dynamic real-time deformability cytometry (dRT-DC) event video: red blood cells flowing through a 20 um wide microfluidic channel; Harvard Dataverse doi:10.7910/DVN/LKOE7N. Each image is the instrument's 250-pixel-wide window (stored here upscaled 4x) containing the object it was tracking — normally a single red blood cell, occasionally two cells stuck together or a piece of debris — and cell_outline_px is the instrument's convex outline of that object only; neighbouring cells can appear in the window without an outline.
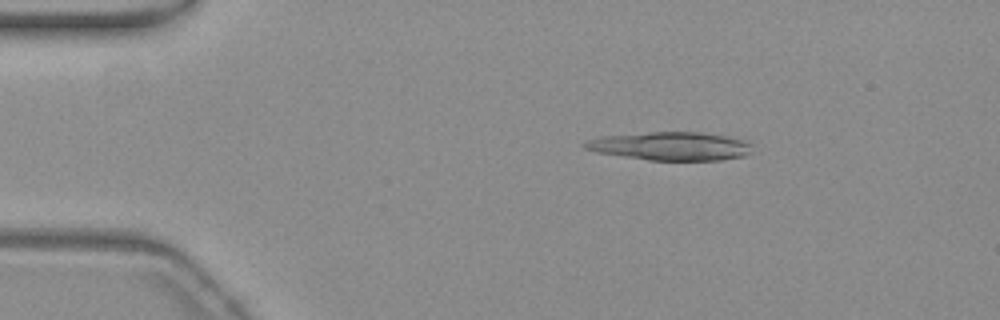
{"species": "common noctule bat (a hibernating species)", "species_latin": "Nyctalus noctula", "temperature_condition": "warm", "stored_images_in_passage": 48, "camera_frame_rate_fps": 3000, "um_per_image_px": 0.085, "animal": {"sex": "female", "body_mass_g": 19.3, "forearm_length_mm": 54.1}, "frame": {"image": 1, "passage_image": 3, "time_ms": 0.667, "image_size_px": [1000, 320], "cell_outline_px": [[752, 144], [748, 152], [744, 156], [720, 160], [648, 160], [596, 152], [584, 148], [584, 144], [588, 140], [604, 136], [652, 132], [704, 132], [744, 140]], "centroid_in_image_um": [57.01, 12.42], "position_along_channel_um": 28.0, "area_um2": 27.34}}